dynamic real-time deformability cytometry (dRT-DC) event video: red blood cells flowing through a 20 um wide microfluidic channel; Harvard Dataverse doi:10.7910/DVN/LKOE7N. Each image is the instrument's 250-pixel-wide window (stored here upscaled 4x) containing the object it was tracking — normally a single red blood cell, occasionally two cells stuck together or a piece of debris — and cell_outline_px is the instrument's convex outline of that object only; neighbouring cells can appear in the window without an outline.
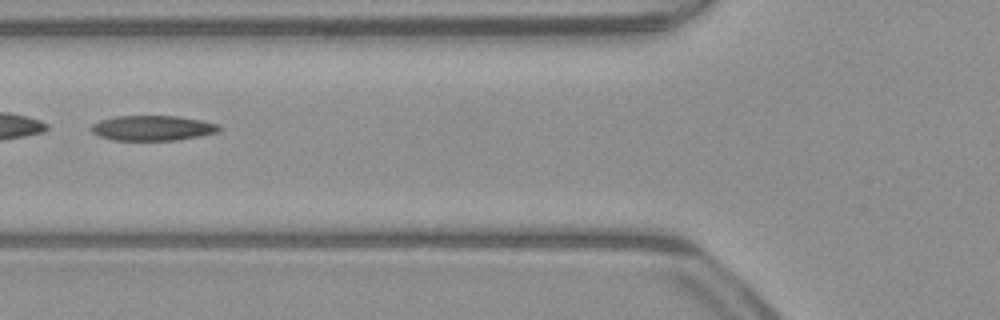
{"species": "common noctule bat (a hibernating species)", "species_latin": "Nyctalus noctula", "temperature_condition": "warm", "stored_images_in_passage": 30, "camera_frame_rate_fps": 3000, "um_per_image_px": 0.085, "animal": {"sex": "male", "body_mass_g": 23.1, "forearm_length_mm": 52.7}, "frame": {"image": 1, "passage_image": 5, "time_ms": 1.333, "image_size_px": [1000, 320], "cell_outline_px": [[220, 132], [200, 136], [176, 140], [112, 140], [100, 136], [92, 132], [88, 128], [92, 124], [100, 120], [116, 116], [176, 116], [200, 120], [220, 124]], "centroid_in_image_um": [12.96, 10.88], "position_along_channel_um": 112.8, "area_um2": 18.79}, "authors_computed_cell_mechanics": {"area_um2": 18.9873, "velocity_mm_per_s": 4.006, "shape_relaxation_time_tau1_ms": null, "shape_relaxation_time_tau2_ms": 4.5683, "deformation_change_tau1": null, "deformation_change_tau2": 0.157}}